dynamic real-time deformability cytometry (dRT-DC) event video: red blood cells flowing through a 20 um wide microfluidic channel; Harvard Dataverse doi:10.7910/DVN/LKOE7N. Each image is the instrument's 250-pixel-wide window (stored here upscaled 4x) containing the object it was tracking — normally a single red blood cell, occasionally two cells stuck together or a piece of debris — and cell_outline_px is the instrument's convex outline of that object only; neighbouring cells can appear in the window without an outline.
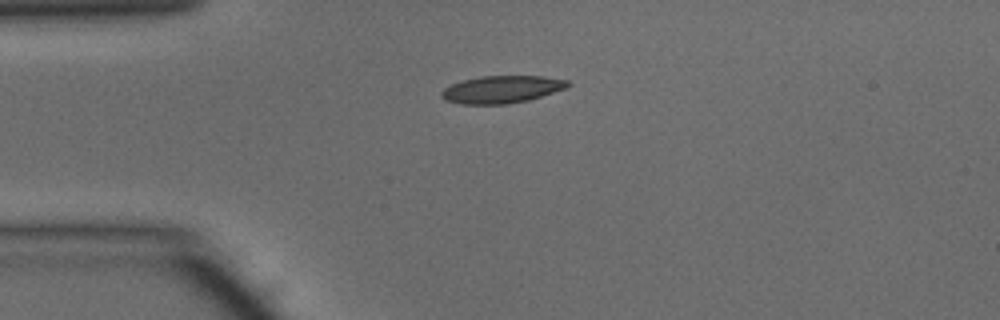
{"species": "common noctule bat (a hibernating species)", "species_latin": "Nyctalus noctula", "temperature_condition": "warm", "stored_images_in_passage": 31, "camera_frame_rate_fps": 3000, "um_per_image_px": 0.085, "animal": {"sex": "male", "body_mass_g": 15.6}, "frame": {"image": 1, "passage_image": 1, "time_ms": 0.0, "image_size_px": [1000, 320], "cell_outline_px": [[572, 84], [568, 88], [528, 100], [508, 104], [460, 104], [444, 100], [440, 96], [440, 92], [444, 88], [452, 84], [464, 80], [480, 76], [544, 76], [568, 80]], "centroid_in_image_um": [42.66, 7.6], "position_along_channel_um": 42.3, "area_um2": 20.35}}
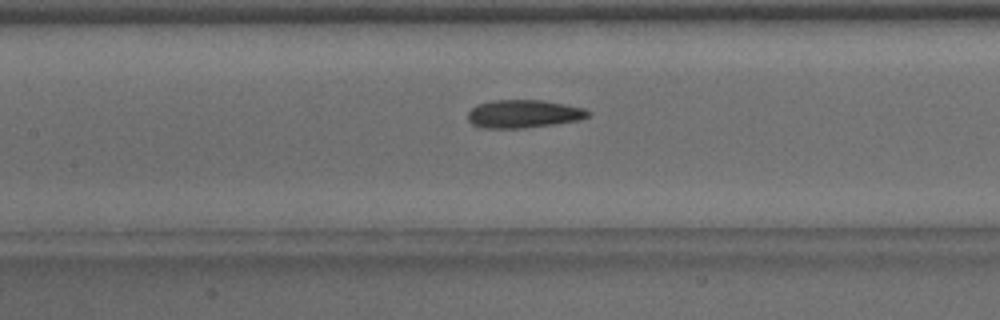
{"frame": {"image": 2, "passage_image": 11, "time_ms": 3.333, "image_size_px": [1000, 320], "cell_outline_px": [[588, 116], [576, 120], [552, 124], [524, 128], [480, 128], [472, 124], [468, 120], [468, 112], [476, 104], [492, 100], [544, 100], [584, 108], [588, 112]], "centroid_in_image_um": [44.42, 9.67], "position_along_channel_um": 163.0, "area_um2": 19.54}}
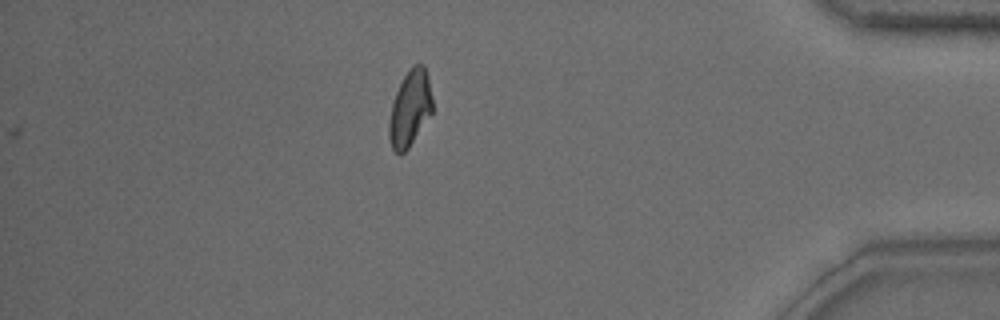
{"frame": {"image": 3, "passage_image": 31, "time_ms": 10.0, "image_size_px": [1000, 320], "cell_outline_px": [[432, 112], [408, 148], [400, 156], [392, 148], [388, 140], [388, 120], [392, 104], [396, 92], [404, 76], [412, 64], [424, 64], [428, 76], [432, 100]], "centroid_in_image_um": [34.82, 9.22], "position_along_channel_um": 400.4, "area_um2": 19.19}, "authors_computed_cell_mechanics": {"area_um2": 19.5364, "velocity_mm_per_s": 4.183, "shape_relaxation_time_tau1_ms": 5.3138, "shape_relaxation_time_tau2_ms": 2.5505, "deformation_change_tau1": 0.1764, "deformation_change_tau2": 0.0971}}